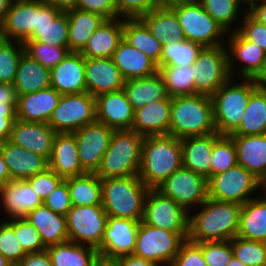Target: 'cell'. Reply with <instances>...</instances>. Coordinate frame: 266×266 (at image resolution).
<instances>
[{
    "instance_id": "obj_55",
    "label": "cell",
    "mask_w": 266,
    "mask_h": 266,
    "mask_svg": "<svg viewBox=\"0 0 266 266\" xmlns=\"http://www.w3.org/2000/svg\"><path fill=\"white\" fill-rule=\"evenodd\" d=\"M64 179L55 173L52 169L47 168L41 173L27 178L26 181L38 197L44 201Z\"/></svg>"
},
{
    "instance_id": "obj_42",
    "label": "cell",
    "mask_w": 266,
    "mask_h": 266,
    "mask_svg": "<svg viewBox=\"0 0 266 266\" xmlns=\"http://www.w3.org/2000/svg\"><path fill=\"white\" fill-rule=\"evenodd\" d=\"M204 47L185 39V36L169 37L168 45H162L160 66L193 65Z\"/></svg>"
},
{
    "instance_id": "obj_19",
    "label": "cell",
    "mask_w": 266,
    "mask_h": 266,
    "mask_svg": "<svg viewBox=\"0 0 266 266\" xmlns=\"http://www.w3.org/2000/svg\"><path fill=\"white\" fill-rule=\"evenodd\" d=\"M96 118L113 130H132L134 110L123 89L95 97Z\"/></svg>"
},
{
    "instance_id": "obj_9",
    "label": "cell",
    "mask_w": 266,
    "mask_h": 266,
    "mask_svg": "<svg viewBox=\"0 0 266 266\" xmlns=\"http://www.w3.org/2000/svg\"><path fill=\"white\" fill-rule=\"evenodd\" d=\"M97 121L95 97L88 92L62 95L48 124L56 133H74Z\"/></svg>"
},
{
    "instance_id": "obj_72",
    "label": "cell",
    "mask_w": 266,
    "mask_h": 266,
    "mask_svg": "<svg viewBox=\"0 0 266 266\" xmlns=\"http://www.w3.org/2000/svg\"><path fill=\"white\" fill-rule=\"evenodd\" d=\"M227 266H246L241 261H239L235 256L230 260V263Z\"/></svg>"
},
{
    "instance_id": "obj_11",
    "label": "cell",
    "mask_w": 266,
    "mask_h": 266,
    "mask_svg": "<svg viewBox=\"0 0 266 266\" xmlns=\"http://www.w3.org/2000/svg\"><path fill=\"white\" fill-rule=\"evenodd\" d=\"M189 214L173 199L157 189H149L141 222L173 233L189 234Z\"/></svg>"
},
{
    "instance_id": "obj_61",
    "label": "cell",
    "mask_w": 266,
    "mask_h": 266,
    "mask_svg": "<svg viewBox=\"0 0 266 266\" xmlns=\"http://www.w3.org/2000/svg\"><path fill=\"white\" fill-rule=\"evenodd\" d=\"M20 266H53L47 250L27 253L18 263Z\"/></svg>"
},
{
    "instance_id": "obj_29",
    "label": "cell",
    "mask_w": 266,
    "mask_h": 266,
    "mask_svg": "<svg viewBox=\"0 0 266 266\" xmlns=\"http://www.w3.org/2000/svg\"><path fill=\"white\" fill-rule=\"evenodd\" d=\"M217 132L205 136L181 139L183 167L211 178V156L214 142L220 137Z\"/></svg>"
},
{
    "instance_id": "obj_20",
    "label": "cell",
    "mask_w": 266,
    "mask_h": 266,
    "mask_svg": "<svg viewBox=\"0 0 266 266\" xmlns=\"http://www.w3.org/2000/svg\"><path fill=\"white\" fill-rule=\"evenodd\" d=\"M56 134L48 123L16 119L9 141L49 160Z\"/></svg>"
},
{
    "instance_id": "obj_37",
    "label": "cell",
    "mask_w": 266,
    "mask_h": 266,
    "mask_svg": "<svg viewBox=\"0 0 266 266\" xmlns=\"http://www.w3.org/2000/svg\"><path fill=\"white\" fill-rule=\"evenodd\" d=\"M53 266H94L100 259L98 250L71 241L46 248Z\"/></svg>"
},
{
    "instance_id": "obj_22",
    "label": "cell",
    "mask_w": 266,
    "mask_h": 266,
    "mask_svg": "<svg viewBox=\"0 0 266 266\" xmlns=\"http://www.w3.org/2000/svg\"><path fill=\"white\" fill-rule=\"evenodd\" d=\"M51 87L61 95L87 92L85 81V57L70 52L50 70Z\"/></svg>"
},
{
    "instance_id": "obj_5",
    "label": "cell",
    "mask_w": 266,
    "mask_h": 266,
    "mask_svg": "<svg viewBox=\"0 0 266 266\" xmlns=\"http://www.w3.org/2000/svg\"><path fill=\"white\" fill-rule=\"evenodd\" d=\"M143 140L134 130H114L96 174L101 179L138 175Z\"/></svg>"
},
{
    "instance_id": "obj_28",
    "label": "cell",
    "mask_w": 266,
    "mask_h": 266,
    "mask_svg": "<svg viewBox=\"0 0 266 266\" xmlns=\"http://www.w3.org/2000/svg\"><path fill=\"white\" fill-rule=\"evenodd\" d=\"M24 218L40 234L46 248L69 241L67 217L54 213L44 204L31 210Z\"/></svg>"
},
{
    "instance_id": "obj_63",
    "label": "cell",
    "mask_w": 266,
    "mask_h": 266,
    "mask_svg": "<svg viewBox=\"0 0 266 266\" xmlns=\"http://www.w3.org/2000/svg\"><path fill=\"white\" fill-rule=\"evenodd\" d=\"M17 96L13 85L0 82V103L16 104Z\"/></svg>"
},
{
    "instance_id": "obj_58",
    "label": "cell",
    "mask_w": 266,
    "mask_h": 266,
    "mask_svg": "<svg viewBox=\"0 0 266 266\" xmlns=\"http://www.w3.org/2000/svg\"><path fill=\"white\" fill-rule=\"evenodd\" d=\"M77 9L99 14L106 20L120 17L115 0H78Z\"/></svg>"
},
{
    "instance_id": "obj_43",
    "label": "cell",
    "mask_w": 266,
    "mask_h": 266,
    "mask_svg": "<svg viewBox=\"0 0 266 266\" xmlns=\"http://www.w3.org/2000/svg\"><path fill=\"white\" fill-rule=\"evenodd\" d=\"M158 73L170 97L194 94L193 65L159 66Z\"/></svg>"
},
{
    "instance_id": "obj_44",
    "label": "cell",
    "mask_w": 266,
    "mask_h": 266,
    "mask_svg": "<svg viewBox=\"0 0 266 266\" xmlns=\"http://www.w3.org/2000/svg\"><path fill=\"white\" fill-rule=\"evenodd\" d=\"M208 14L221 25L228 33L232 30L235 20L238 19L239 11L243 7L239 0H198Z\"/></svg>"
},
{
    "instance_id": "obj_32",
    "label": "cell",
    "mask_w": 266,
    "mask_h": 266,
    "mask_svg": "<svg viewBox=\"0 0 266 266\" xmlns=\"http://www.w3.org/2000/svg\"><path fill=\"white\" fill-rule=\"evenodd\" d=\"M123 39V18L105 20L80 52L85 58H112Z\"/></svg>"
},
{
    "instance_id": "obj_70",
    "label": "cell",
    "mask_w": 266,
    "mask_h": 266,
    "mask_svg": "<svg viewBox=\"0 0 266 266\" xmlns=\"http://www.w3.org/2000/svg\"><path fill=\"white\" fill-rule=\"evenodd\" d=\"M94 266H117L114 261L99 259Z\"/></svg>"
},
{
    "instance_id": "obj_64",
    "label": "cell",
    "mask_w": 266,
    "mask_h": 266,
    "mask_svg": "<svg viewBox=\"0 0 266 266\" xmlns=\"http://www.w3.org/2000/svg\"><path fill=\"white\" fill-rule=\"evenodd\" d=\"M54 5L61 12H67L77 8L78 0H45Z\"/></svg>"
},
{
    "instance_id": "obj_15",
    "label": "cell",
    "mask_w": 266,
    "mask_h": 266,
    "mask_svg": "<svg viewBox=\"0 0 266 266\" xmlns=\"http://www.w3.org/2000/svg\"><path fill=\"white\" fill-rule=\"evenodd\" d=\"M114 130L95 121L75 131L78 156L82 168L87 173H96L107 151Z\"/></svg>"
},
{
    "instance_id": "obj_8",
    "label": "cell",
    "mask_w": 266,
    "mask_h": 266,
    "mask_svg": "<svg viewBox=\"0 0 266 266\" xmlns=\"http://www.w3.org/2000/svg\"><path fill=\"white\" fill-rule=\"evenodd\" d=\"M188 234H177L140 222L133 255L153 261L158 266H171Z\"/></svg>"
},
{
    "instance_id": "obj_25",
    "label": "cell",
    "mask_w": 266,
    "mask_h": 266,
    "mask_svg": "<svg viewBox=\"0 0 266 266\" xmlns=\"http://www.w3.org/2000/svg\"><path fill=\"white\" fill-rule=\"evenodd\" d=\"M77 151L78 146L73 133H57L48 160V168L63 179L87 173L80 164Z\"/></svg>"
},
{
    "instance_id": "obj_14",
    "label": "cell",
    "mask_w": 266,
    "mask_h": 266,
    "mask_svg": "<svg viewBox=\"0 0 266 266\" xmlns=\"http://www.w3.org/2000/svg\"><path fill=\"white\" fill-rule=\"evenodd\" d=\"M164 196L173 199L188 213L208 198V180L183 166L174 171L157 188Z\"/></svg>"
},
{
    "instance_id": "obj_45",
    "label": "cell",
    "mask_w": 266,
    "mask_h": 266,
    "mask_svg": "<svg viewBox=\"0 0 266 266\" xmlns=\"http://www.w3.org/2000/svg\"><path fill=\"white\" fill-rule=\"evenodd\" d=\"M24 44L0 38V82L13 85Z\"/></svg>"
},
{
    "instance_id": "obj_17",
    "label": "cell",
    "mask_w": 266,
    "mask_h": 266,
    "mask_svg": "<svg viewBox=\"0 0 266 266\" xmlns=\"http://www.w3.org/2000/svg\"><path fill=\"white\" fill-rule=\"evenodd\" d=\"M227 60L230 77L235 76V64H245L240 69L237 67L239 74L244 79H255L261 72L266 61V52L258 46L257 43L244 39L237 31L227 34ZM234 74V75H233Z\"/></svg>"
},
{
    "instance_id": "obj_13",
    "label": "cell",
    "mask_w": 266,
    "mask_h": 266,
    "mask_svg": "<svg viewBox=\"0 0 266 266\" xmlns=\"http://www.w3.org/2000/svg\"><path fill=\"white\" fill-rule=\"evenodd\" d=\"M66 217L69 241L100 249L108 218L102 205L72 206Z\"/></svg>"
},
{
    "instance_id": "obj_2",
    "label": "cell",
    "mask_w": 266,
    "mask_h": 266,
    "mask_svg": "<svg viewBox=\"0 0 266 266\" xmlns=\"http://www.w3.org/2000/svg\"><path fill=\"white\" fill-rule=\"evenodd\" d=\"M182 166L181 139L171 134L144 137L138 176L149 189H156Z\"/></svg>"
},
{
    "instance_id": "obj_49",
    "label": "cell",
    "mask_w": 266,
    "mask_h": 266,
    "mask_svg": "<svg viewBox=\"0 0 266 266\" xmlns=\"http://www.w3.org/2000/svg\"><path fill=\"white\" fill-rule=\"evenodd\" d=\"M29 40L60 47H68V18L66 12H61L44 28L34 30Z\"/></svg>"
},
{
    "instance_id": "obj_21",
    "label": "cell",
    "mask_w": 266,
    "mask_h": 266,
    "mask_svg": "<svg viewBox=\"0 0 266 266\" xmlns=\"http://www.w3.org/2000/svg\"><path fill=\"white\" fill-rule=\"evenodd\" d=\"M87 92L96 97L123 89L125 79L112 58H85Z\"/></svg>"
},
{
    "instance_id": "obj_6",
    "label": "cell",
    "mask_w": 266,
    "mask_h": 266,
    "mask_svg": "<svg viewBox=\"0 0 266 266\" xmlns=\"http://www.w3.org/2000/svg\"><path fill=\"white\" fill-rule=\"evenodd\" d=\"M230 77L212 96L214 123L219 135L230 136L240 125L251 93L257 88L254 79L236 82Z\"/></svg>"
},
{
    "instance_id": "obj_36",
    "label": "cell",
    "mask_w": 266,
    "mask_h": 266,
    "mask_svg": "<svg viewBox=\"0 0 266 266\" xmlns=\"http://www.w3.org/2000/svg\"><path fill=\"white\" fill-rule=\"evenodd\" d=\"M237 237L266 243V198L255 197L241 206Z\"/></svg>"
},
{
    "instance_id": "obj_27",
    "label": "cell",
    "mask_w": 266,
    "mask_h": 266,
    "mask_svg": "<svg viewBox=\"0 0 266 266\" xmlns=\"http://www.w3.org/2000/svg\"><path fill=\"white\" fill-rule=\"evenodd\" d=\"M0 201L8 219L25 217L43 204L26 180L10 181L0 187Z\"/></svg>"
},
{
    "instance_id": "obj_16",
    "label": "cell",
    "mask_w": 266,
    "mask_h": 266,
    "mask_svg": "<svg viewBox=\"0 0 266 266\" xmlns=\"http://www.w3.org/2000/svg\"><path fill=\"white\" fill-rule=\"evenodd\" d=\"M140 222L133 219L108 217L99 258L114 261L119 257L133 254Z\"/></svg>"
},
{
    "instance_id": "obj_62",
    "label": "cell",
    "mask_w": 266,
    "mask_h": 266,
    "mask_svg": "<svg viewBox=\"0 0 266 266\" xmlns=\"http://www.w3.org/2000/svg\"><path fill=\"white\" fill-rule=\"evenodd\" d=\"M117 266H158L153 261L135 256L133 254L122 256L114 260Z\"/></svg>"
},
{
    "instance_id": "obj_18",
    "label": "cell",
    "mask_w": 266,
    "mask_h": 266,
    "mask_svg": "<svg viewBox=\"0 0 266 266\" xmlns=\"http://www.w3.org/2000/svg\"><path fill=\"white\" fill-rule=\"evenodd\" d=\"M37 28V0H13L0 26L1 38L25 43Z\"/></svg>"
},
{
    "instance_id": "obj_51",
    "label": "cell",
    "mask_w": 266,
    "mask_h": 266,
    "mask_svg": "<svg viewBox=\"0 0 266 266\" xmlns=\"http://www.w3.org/2000/svg\"><path fill=\"white\" fill-rule=\"evenodd\" d=\"M14 234L26 253L40 252L46 249L40 234L24 217L14 218Z\"/></svg>"
},
{
    "instance_id": "obj_46",
    "label": "cell",
    "mask_w": 266,
    "mask_h": 266,
    "mask_svg": "<svg viewBox=\"0 0 266 266\" xmlns=\"http://www.w3.org/2000/svg\"><path fill=\"white\" fill-rule=\"evenodd\" d=\"M24 49L26 54L49 70L70 53L69 47L49 45L34 40H27Z\"/></svg>"
},
{
    "instance_id": "obj_59",
    "label": "cell",
    "mask_w": 266,
    "mask_h": 266,
    "mask_svg": "<svg viewBox=\"0 0 266 266\" xmlns=\"http://www.w3.org/2000/svg\"><path fill=\"white\" fill-rule=\"evenodd\" d=\"M16 119V104L0 103V143L10 139Z\"/></svg>"
},
{
    "instance_id": "obj_50",
    "label": "cell",
    "mask_w": 266,
    "mask_h": 266,
    "mask_svg": "<svg viewBox=\"0 0 266 266\" xmlns=\"http://www.w3.org/2000/svg\"><path fill=\"white\" fill-rule=\"evenodd\" d=\"M0 253L11 264H18L27 254L14 234V218L0 223Z\"/></svg>"
},
{
    "instance_id": "obj_38",
    "label": "cell",
    "mask_w": 266,
    "mask_h": 266,
    "mask_svg": "<svg viewBox=\"0 0 266 266\" xmlns=\"http://www.w3.org/2000/svg\"><path fill=\"white\" fill-rule=\"evenodd\" d=\"M123 39L160 66L162 44L140 18H123Z\"/></svg>"
},
{
    "instance_id": "obj_57",
    "label": "cell",
    "mask_w": 266,
    "mask_h": 266,
    "mask_svg": "<svg viewBox=\"0 0 266 266\" xmlns=\"http://www.w3.org/2000/svg\"><path fill=\"white\" fill-rule=\"evenodd\" d=\"M43 204L54 213L67 216L68 211L72 208L67 182L63 180L59 186L46 197Z\"/></svg>"
},
{
    "instance_id": "obj_66",
    "label": "cell",
    "mask_w": 266,
    "mask_h": 266,
    "mask_svg": "<svg viewBox=\"0 0 266 266\" xmlns=\"http://www.w3.org/2000/svg\"><path fill=\"white\" fill-rule=\"evenodd\" d=\"M10 181L12 180L0 148V187L4 186Z\"/></svg>"
},
{
    "instance_id": "obj_54",
    "label": "cell",
    "mask_w": 266,
    "mask_h": 266,
    "mask_svg": "<svg viewBox=\"0 0 266 266\" xmlns=\"http://www.w3.org/2000/svg\"><path fill=\"white\" fill-rule=\"evenodd\" d=\"M167 0H115L121 18H140L155 8L166 4Z\"/></svg>"
},
{
    "instance_id": "obj_41",
    "label": "cell",
    "mask_w": 266,
    "mask_h": 266,
    "mask_svg": "<svg viewBox=\"0 0 266 266\" xmlns=\"http://www.w3.org/2000/svg\"><path fill=\"white\" fill-rule=\"evenodd\" d=\"M67 182L72 206L102 205L101 178L96 173L64 179Z\"/></svg>"
},
{
    "instance_id": "obj_33",
    "label": "cell",
    "mask_w": 266,
    "mask_h": 266,
    "mask_svg": "<svg viewBox=\"0 0 266 266\" xmlns=\"http://www.w3.org/2000/svg\"><path fill=\"white\" fill-rule=\"evenodd\" d=\"M13 87L16 96L51 87L50 70L24 52L18 62Z\"/></svg>"
},
{
    "instance_id": "obj_26",
    "label": "cell",
    "mask_w": 266,
    "mask_h": 266,
    "mask_svg": "<svg viewBox=\"0 0 266 266\" xmlns=\"http://www.w3.org/2000/svg\"><path fill=\"white\" fill-rule=\"evenodd\" d=\"M172 97L134 110L132 130L146 137L169 134Z\"/></svg>"
},
{
    "instance_id": "obj_31",
    "label": "cell",
    "mask_w": 266,
    "mask_h": 266,
    "mask_svg": "<svg viewBox=\"0 0 266 266\" xmlns=\"http://www.w3.org/2000/svg\"><path fill=\"white\" fill-rule=\"evenodd\" d=\"M230 136L236 148L237 164L260 180L266 174V134Z\"/></svg>"
},
{
    "instance_id": "obj_1",
    "label": "cell",
    "mask_w": 266,
    "mask_h": 266,
    "mask_svg": "<svg viewBox=\"0 0 266 266\" xmlns=\"http://www.w3.org/2000/svg\"><path fill=\"white\" fill-rule=\"evenodd\" d=\"M241 206L207 198L189 214L188 240L194 243L228 241L237 237ZM201 207V208H200Z\"/></svg>"
},
{
    "instance_id": "obj_7",
    "label": "cell",
    "mask_w": 266,
    "mask_h": 266,
    "mask_svg": "<svg viewBox=\"0 0 266 266\" xmlns=\"http://www.w3.org/2000/svg\"><path fill=\"white\" fill-rule=\"evenodd\" d=\"M166 4L176 13L186 40L203 47L225 44L222 36L228 32L208 14L198 0H167Z\"/></svg>"
},
{
    "instance_id": "obj_24",
    "label": "cell",
    "mask_w": 266,
    "mask_h": 266,
    "mask_svg": "<svg viewBox=\"0 0 266 266\" xmlns=\"http://www.w3.org/2000/svg\"><path fill=\"white\" fill-rule=\"evenodd\" d=\"M0 148L12 181L26 180L48 168V160L45 157L9 140L0 143Z\"/></svg>"
},
{
    "instance_id": "obj_23",
    "label": "cell",
    "mask_w": 266,
    "mask_h": 266,
    "mask_svg": "<svg viewBox=\"0 0 266 266\" xmlns=\"http://www.w3.org/2000/svg\"><path fill=\"white\" fill-rule=\"evenodd\" d=\"M61 96L52 87L17 96V119L27 122L48 123Z\"/></svg>"
},
{
    "instance_id": "obj_39",
    "label": "cell",
    "mask_w": 266,
    "mask_h": 266,
    "mask_svg": "<svg viewBox=\"0 0 266 266\" xmlns=\"http://www.w3.org/2000/svg\"><path fill=\"white\" fill-rule=\"evenodd\" d=\"M140 19L162 45H168L171 36H184L176 13L167 4L143 14Z\"/></svg>"
},
{
    "instance_id": "obj_74",
    "label": "cell",
    "mask_w": 266,
    "mask_h": 266,
    "mask_svg": "<svg viewBox=\"0 0 266 266\" xmlns=\"http://www.w3.org/2000/svg\"><path fill=\"white\" fill-rule=\"evenodd\" d=\"M10 266H20L19 264H11Z\"/></svg>"
},
{
    "instance_id": "obj_40",
    "label": "cell",
    "mask_w": 266,
    "mask_h": 266,
    "mask_svg": "<svg viewBox=\"0 0 266 266\" xmlns=\"http://www.w3.org/2000/svg\"><path fill=\"white\" fill-rule=\"evenodd\" d=\"M263 134H266V90L256 88L251 93L239 127L231 135Z\"/></svg>"
},
{
    "instance_id": "obj_52",
    "label": "cell",
    "mask_w": 266,
    "mask_h": 266,
    "mask_svg": "<svg viewBox=\"0 0 266 266\" xmlns=\"http://www.w3.org/2000/svg\"><path fill=\"white\" fill-rule=\"evenodd\" d=\"M201 250L207 266H227L234 256L230 240L202 242Z\"/></svg>"
},
{
    "instance_id": "obj_30",
    "label": "cell",
    "mask_w": 266,
    "mask_h": 266,
    "mask_svg": "<svg viewBox=\"0 0 266 266\" xmlns=\"http://www.w3.org/2000/svg\"><path fill=\"white\" fill-rule=\"evenodd\" d=\"M125 81L149 77L158 72L157 64L122 39L112 56Z\"/></svg>"
},
{
    "instance_id": "obj_47",
    "label": "cell",
    "mask_w": 266,
    "mask_h": 266,
    "mask_svg": "<svg viewBox=\"0 0 266 266\" xmlns=\"http://www.w3.org/2000/svg\"><path fill=\"white\" fill-rule=\"evenodd\" d=\"M237 164V154L231 136L221 135L213 145L211 156V177L225 172Z\"/></svg>"
},
{
    "instance_id": "obj_56",
    "label": "cell",
    "mask_w": 266,
    "mask_h": 266,
    "mask_svg": "<svg viewBox=\"0 0 266 266\" xmlns=\"http://www.w3.org/2000/svg\"><path fill=\"white\" fill-rule=\"evenodd\" d=\"M171 266H207L201 250V243L186 240Z\"/></svg>"
},
{
    "instance_id": "obj_12",
    "label": "cell",
    "mask_w": 266,
    "mask_h": 266,
    "mask_svg": "<svg viewBox=\"0 0 266 266\" xmlns=\"http://www.w3.org/2000/svg\"><path fill=\"white\" fill-rule=\"evenodd\" d=\"M226 45L204 47L193 64L194 94L212 96L229 78Z\"/></svg>"
},
{
    "instance_id": "obj_69",
    "label": "cell",
    "mask_w": 266,
    "mask_h": 266,
    "mask_svg": "<svg viewBox=\"0 0 266 266\" xmlns=\"http://www.w3.org/2000/svg\"><path fill=\"white\" fill-rule=\"evenodd\" d=\"M264 0H239V3L242 4L244 3V5L246 6V4L248 3V8L246 11H250L256 4H259L261 2H263ZM246 3V4H245Z\"/></svg>"
},
{
    "instance_id": "obj_71",
    "label": "cell",
    "mask_w": 266,
    "mask_h": 266,
    "mask_svg": "<svg viewBox=\"0 0 266 266\" xmlns=\"http://www.w3.org/2000/svg\"><path fill=\"white\" fill-rule=\"evenodd\" d=\"M260 190L264 191L262 197L266 198V174L259 180Z\"/></svg>"
},
{
    "instance_id": "obj_48",
    "label": "cell",
    "mask_w": 266,
    "mask_h": 266,
    "mask_svg": "<svg viewBox=\"0 0 266 266\" xmlns=\"http://www.w3.org/2000/svg\"><path fill=\"white\" fill-rule=\"evenodd\" d=\"M234 256L246 266H266V243L234 237Z\"/></svg>"
},
{
    "instance_id": "obj_3",
    "label": "cell",
    "mask_w": 266,
    "mask_h": 266,
    "mask_svg": "<svg viewBox=\"0 0 266 266\" xmlns=\"http://www.w3.org/2000/svg\"><path fill=\"white\" fill-rule=\"evenodd\" d=\"M211 96L172 97L169 134L179 139L216 133Z\"/></svg>"
},
{
    "instance_id": "obj_10",
    "label": "cell",
    "mask_w": 266,
    "mask_h": 266,
    "mask_svg": "<svg viewBox=\"0 0 266 266\" xmlns=\"http://www.w3.org/2000/svg\"><path fill=\"white\" fill-rule=\"evenodd\" d=\"M258 189H260L259 179L239 164L213 175L208 180L209 198L239 205L253 199L250 196Z\"/></svg>"
},
{
    "instance_id": "obj_73",
    "label": "cell",
    "mask_w": 266,
    "mask_h": 266,
    "mask_svg": "<svg viewBox=\"0 0 266 266\" xmlns=\"http://www.w3.org/2000/svg\"><path fill=\"white\" fill-rule=\"evenodd\" d=\"M11 263L0 253V266H10Z\"/></svg>"
},
{
    "instance_id": "obj_68",
    "label": "cell",
    "mask_w": 266,
    "mask_h": 266,
    "mask_svg": "<svg viewBox=\"0 0 266 266\" xmlns=\"http://www.w3.org/2000/svg\"><path fill=\"white\" fill-rule=\"evenodd\" d=\"M12 2L13 0H0V26L3 24Z\"/></svg>"
},
{
    "instance_id": "obj_4",
    "label": "cell",
    "mask_w": 266,
    "mask_h": 266,
    "mask_svg": "<svg viewBox=\"0 0 266 266\" xmlns=\"http://www.w3.org/2000/svg\"><path fill=\"white\" fill-rule=\"evenodd\" d=\"M102 207L108 217L142 221L149 188L138 175L101 179Z\"/></svg>"
},
{
    "instance_id": "obj_34",
    "label": "cell",
    "mask_w": 266,
    "mask_h": 266,
    "mask_svg": "<svg viewBox=\"0 0 266 266\" xmlns=\"http://www.w3.org/2000/svg\"><path fill=\"white\" fill-rule=\"evenodd\" d=\"M123 90L133 110L144 107L151 102L170 97L163 79L158 72L149 77L125 81Z\"/></svg>"
},
{
    "instance_id": "obj_65",
    "label": "cell",
    "mask_w": 266,
    "mask_h": 266,
    "mask_svg": "<svg viewBox=\"0 0 266 266\" xmlns=\"http://www.w3.org/2000/svg\"><path fill=\"white\" fill-rule=\"evenodd\" d=\"M255 19L266 26V0L256 4L250 11H248Z\"/></svg>"
},
{
    "instance_id": "obj_35",
    "label": "cell",
    "mask_w": 266,
    "mask_h": 266,
    "mask_svg": "<svg viewBox=\"0 0 266 266\" xmlns=\"http://www.w3.org/2000/svg\"><path fill=\"white\" fill-rule=\"evenodd\" d=\"M68 18V47L70 52L80 53L94 31L106 20L99 14L80 9L66 12Z\"/></svg>"
},
{
    "instance_id": "obj_67",
    "label": "cell",
    "mask_w": 266,
    "mask_h": 266,
    "mask_svg": "<svg viewBox=\"0 0 266 266\" xmlns=\"http://www.w3.org/2000/svg\"><path fill=\"white\" fill-rule=\"evenodd\" d=\"M256 87L261 90H266V61L261 72L254 79Z\"/></svg>"
},
{
    "instance_id": "obj_60",
    "label": "cell",
    "mask_w": 266,
    "mask_h": 266,
    "mask_svg": "<svg viewBox=\"0 0 266 266\" xmlns=\"http://www.w3.org/2000/svg\"><path fill=\"white\" fill-rule=\"evenodd\" d=\"M61 11L45 0H37V28L39 30L50 24Z\"/></svg>"
},
{
    "instance_id": "obj_53",
    "label": "cell",
    "mask_w": 266,
    "mask_h": 266,
    "mask_svg": "<svg viewBox=\"0 0 266 266\" xmlns=\"http://www.w3.org/2000/svg\"><path fill=\"white\" fill-rule=\"evenodd\" d=\"M242 16V26L239 25L240 27H238L236 25L234 31H237L244 39L257 43L266 52V26L255 19L248 11H245Z\"/></svg>"
}]
</instances>
